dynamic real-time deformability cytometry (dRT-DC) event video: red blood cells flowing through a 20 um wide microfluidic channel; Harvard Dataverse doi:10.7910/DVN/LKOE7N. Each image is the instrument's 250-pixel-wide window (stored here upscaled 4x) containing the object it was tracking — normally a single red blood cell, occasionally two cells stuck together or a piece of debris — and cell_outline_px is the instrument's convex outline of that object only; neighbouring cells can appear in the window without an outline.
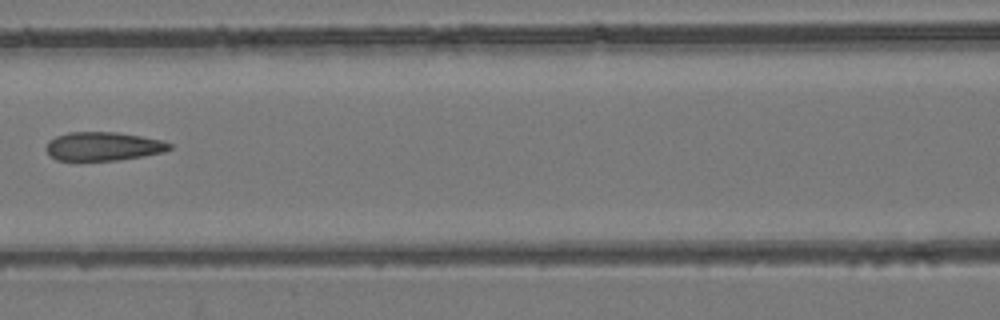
{"species": "common noctule bat (a hibernating species)", "species_latin": "Nyctalus noctula", "temperature_condition": "room temperature", "stored_images_in_passage": 7, "camera_frame_rate_fps": 3000, "um_per_image_px": 0.085, "animal": {"sex": "female", "body_mass_g": 24.6, "forearm_length_mm": 56.2}, "frame": {"image": 1, "passage_image": 7, "time_ms": 2.0, "image_size_px": [1000, 320], "cell_outline_px": [[172, 148], [164, 152], [144, 156], [116, 160], [56, 160], [44, 148], [48, 140], [56, 136], [68, 132], [116, 132], [164, 140], [172, 144]], "centroid_in_image_um": [8.79, 12.43], "position_along_channel_um": 157.8, "area_um2": 20.69}}